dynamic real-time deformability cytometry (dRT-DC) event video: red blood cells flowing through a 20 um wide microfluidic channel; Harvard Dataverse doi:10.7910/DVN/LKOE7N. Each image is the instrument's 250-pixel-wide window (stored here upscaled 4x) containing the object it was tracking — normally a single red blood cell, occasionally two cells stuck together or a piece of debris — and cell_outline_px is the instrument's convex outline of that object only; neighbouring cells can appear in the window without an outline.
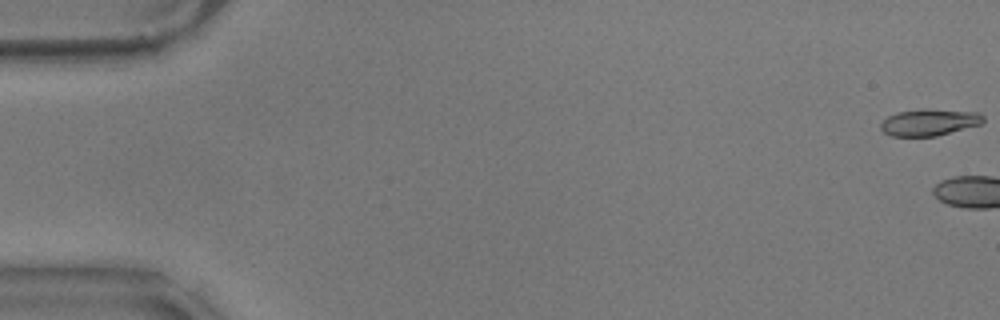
{"species": "common noctule bat (a hibernating species)", "species_latin": "Nyctalus noctula", "temperature_condition": "warm", "stored_images_in_passage": 4, "camera_frame_rate_fps": 3000, "um_per_image_px": 0.085, "animal": {"sex": "male", "body_mass_g": 17.9}, "frame": {"image": 1, "passage_image": 1, "time_ms": 0.0, "image_size_px": [1000, 320], "cell_outline_px": [[984, 120], [980, 124], [936, 136], [892, 136], [884, 132], [880, 128], [880, 124], [888, 116], [896, 112], [924, 108], [976, 112], [984, 116]], "centroid_in_image_um": [78.96, 10.38], "position_along_channel_um": 6.0, "area_um2": 15.9}}